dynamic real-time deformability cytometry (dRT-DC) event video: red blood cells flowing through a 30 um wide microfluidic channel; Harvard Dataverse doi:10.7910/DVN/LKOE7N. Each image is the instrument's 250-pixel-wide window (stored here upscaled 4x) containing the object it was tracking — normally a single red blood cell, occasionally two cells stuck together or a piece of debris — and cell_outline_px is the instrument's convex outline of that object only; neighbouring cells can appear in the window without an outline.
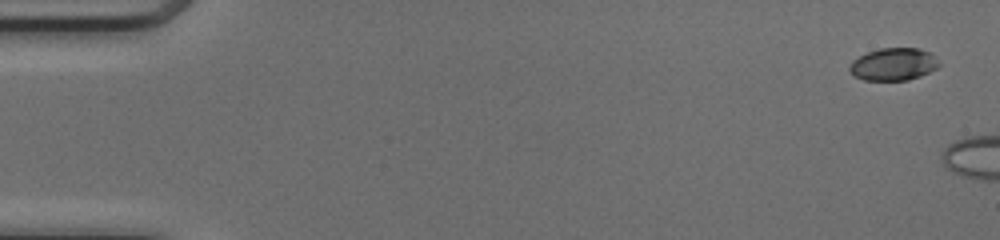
{"species": "common noctule bat (a hibernating species)", "species_latin": "Nyctalus noctula", "temperature_condition": "cold", "stored_images_in_passage": 5, "camera_frame_rate_fps": 3000, "um_per_image_px": 0.085, "animal": {"sex": "female", "body_mass_g": 17.0, "forearm_length_mm": 48.0}, "frame": {"image": 1, "passage_image": 1, "time_ms": 0.0, "image_size_px": [1000, 240], "cell_outline_px": [[940, 64], [936, 68], [920, 76], [908, 80], [864, 80], [856, 76], [848, 68], [852, 60], [868, 52], [880, 48], [920, 48], [928, 52]], "centroid_in_image_um": [75.92, 5.46], "position_along_channel_um": 9.1, "area_um2": 16.65}}